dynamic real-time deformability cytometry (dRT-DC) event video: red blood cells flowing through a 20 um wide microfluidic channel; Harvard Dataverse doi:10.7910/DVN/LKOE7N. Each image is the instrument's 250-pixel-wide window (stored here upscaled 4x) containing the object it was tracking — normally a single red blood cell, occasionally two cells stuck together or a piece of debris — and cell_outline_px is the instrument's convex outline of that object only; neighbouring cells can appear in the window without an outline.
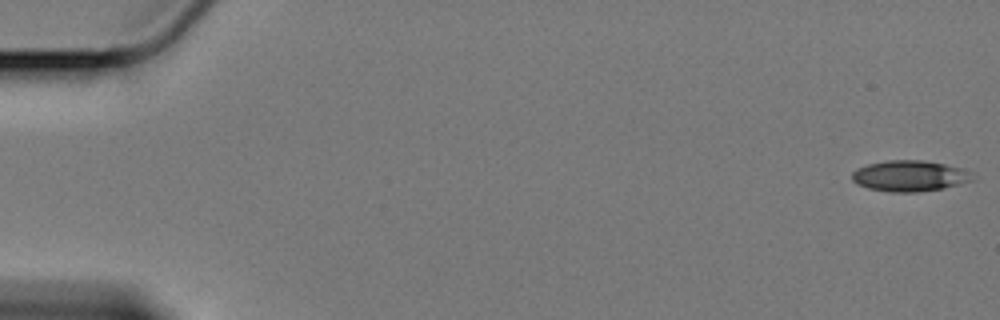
{"species": "Egyptian fruit bat (a non-hibernating species)", "species_latin": "Rousettus aegyptiacus", "temperature_condition": "cold", "stored_images_in_passage": 59, "camera_frame_rate_fps": 3000, "um_per_image_px": 0.085, "animal": {"sex": "female"}, "frame": {"image": 1, "passage_image": 1, "time_ms": 0.0, "image_size_px": [1000, 320], "cell_outline_px": [[976, 180], [944, 188], [916, 192], [888, 192], [868, 188], [856, 184], [852, 180], [852, 172], [856, 168], [868, 164], [888, 160], [924, 160], [964, 168], [976, 176]], "centroid_in_image_um": [77.35, 14.95], "position_along_channel_um": 7.6, "area_um2": 22.02}}
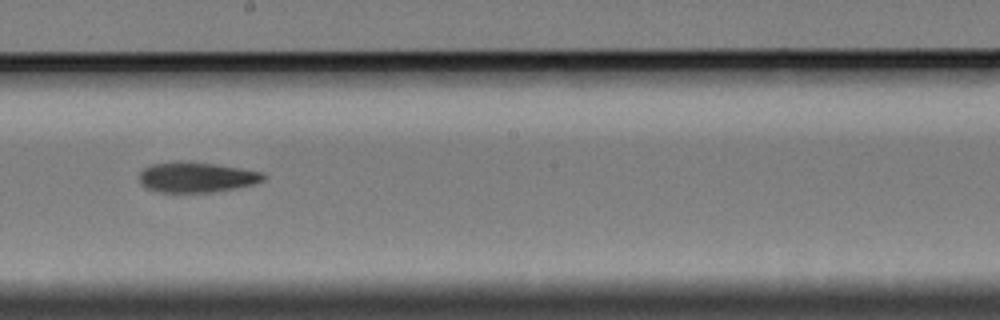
{"frame": {"image": 2, "passage_image": 34, "time_ms": 11.0, "image_size_px": [1000, 320], "cell_outline_px": [[268, 176], [264, 180], [252, 184], [212, 192], [160, 192], [144, 188], [140, 184], [140, 172], [144, 168], [152, 164], [180, 160], [188, 160], [216, 164], [264, 172]], "centroid_in_image_um": [16.68, 15.04], "position_along_channel_um": 231.5, "area_um2": 22.14}}
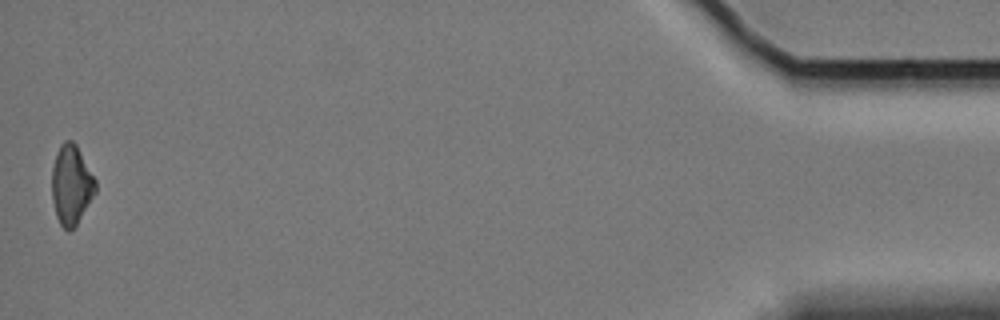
{"frame": {"image": 3, "passage_image": 59, "time_ms": 19.333, "image_size_px": [1000, 320], "cell_outline_px": [[96, 192], [76, 224], [68, 232], [60, 224], [56, 216], [52, 200], [52, 168], [56, 152], [60, 144], [64, 140], [72, 140], [76, 144], [96, 180]], "centroid_in_image_um": [6.05, 15.68], "position_along_channel_um": 429.2, "area_um2": 20.17}, "authors_computed_cell_mechanics": {"area_um2": 22.0796, "velocity_mm_per_s": 3.3941, "shape_relaxation_time_tau1_ms": 4.3173, "shape_relaxation_time_tau2_ms": null, "deformation_change_tau1": 0.1187, "deformation_change_tau2": null}}